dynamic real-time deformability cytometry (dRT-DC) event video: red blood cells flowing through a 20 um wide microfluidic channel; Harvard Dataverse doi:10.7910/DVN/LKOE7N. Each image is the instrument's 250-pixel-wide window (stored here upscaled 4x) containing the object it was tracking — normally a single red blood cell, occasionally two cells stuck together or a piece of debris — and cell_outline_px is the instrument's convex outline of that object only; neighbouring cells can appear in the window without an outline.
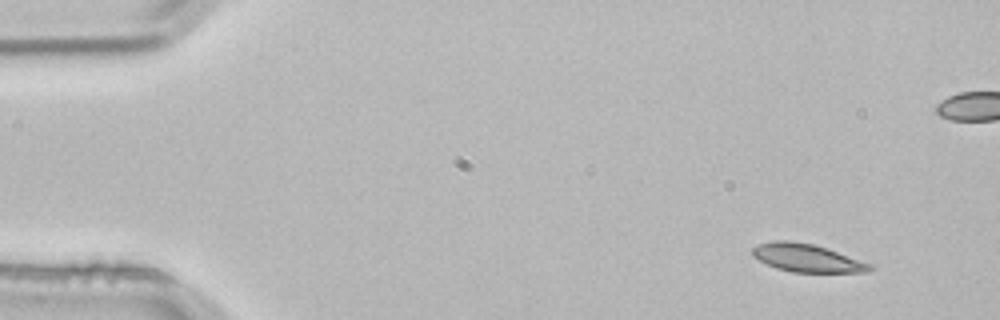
{"species": "common noctule bat (a hibernating species)", "species_latin": "Nyctalus noctula", "temperature_condition": "room temperature", "stored_images_in_passage": 3, "camera_frame_rate_fps": 3000, "um_per_image_px": 0.085, "animal": {"sex": "male", "body_mass_g": 21.5, "forearm_length_mm": 52.0}, "frame": {"image": 1, "passage_image": 1, "time_ms": 0.0, "image_size_px": [1000, 320], "cell_outline_px": [[872, 268], [868, 272], [792, 272], [776, 268], [752, 256], [752, 248], [760, 244], [772, 240], [792, 240], [812, 244], [872, 264]], "centroid_in_image_um": [68.55, 21.92], "position_along_channel_um": 16.5, "area_um2": 18.84}}